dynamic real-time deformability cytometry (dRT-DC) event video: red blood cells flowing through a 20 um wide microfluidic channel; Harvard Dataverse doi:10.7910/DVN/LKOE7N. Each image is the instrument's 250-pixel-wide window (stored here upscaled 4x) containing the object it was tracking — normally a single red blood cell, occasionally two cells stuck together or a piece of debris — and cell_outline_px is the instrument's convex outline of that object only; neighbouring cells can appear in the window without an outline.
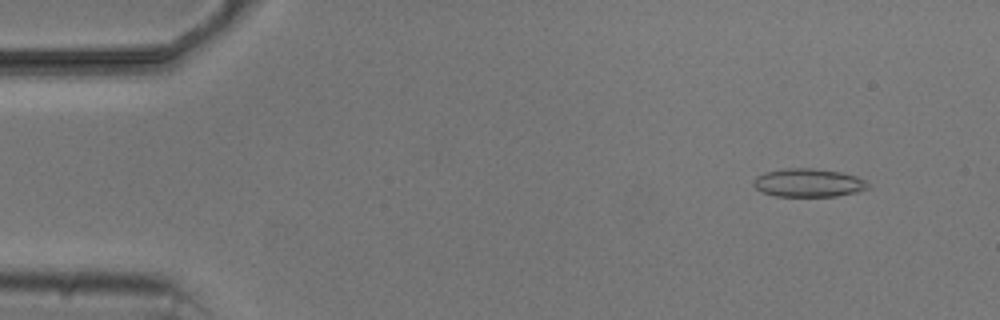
{"species": "common noctule bat (a hibernating species)", "species_latin": "Nyctalus noctula", "temperature_condition": "cold", "stored_images_in_passage": 5, "camera_frame_rate_fps": 3000, "um_per_image_px": 0.085, "animal": {"sex": "male", "body_mass_g": 20.5, "forearm_length_mm": 52.5}, "frame": {"image": 1, "passage_image": 1, "time_ms": 0.0, "image_size_px": [1000, 320], "cell_outline_px": [[872, 188], [856, 192], [836, 196], [776, 196], [760, 192], [752, 184], [752, 180], [756, 176], [768, 172], [784, 168], [812, 168], [840, 172], [856, 176], [864, 180]], "centroid_in_image_um": [68.7, 15.54], "position_along_channel_um": 16.3, "area_um2": 18.96}}
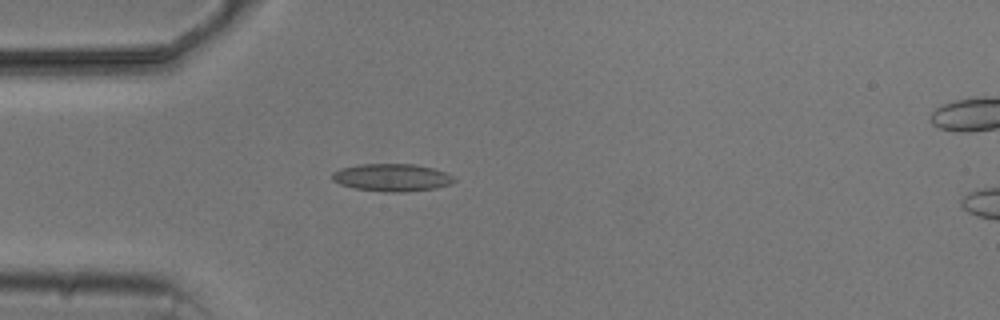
{"frame": {"image": 2, "passage_image": 4, "time_ms": 3.333, "image_size_px": [1000, 320], "cell_outline_px": [[456, 180], [448, 184], [436, 188], [404, 192], [384, 192], [352, 188], [340, 184], [332, 180], [332, 172], [340, 168], [360, 164], [416, 164], [448, 172]], "centroid_in_image_um": [33.29, 15.09], "position_along_channel_um": 51.7, "area_um2": 19.71}}